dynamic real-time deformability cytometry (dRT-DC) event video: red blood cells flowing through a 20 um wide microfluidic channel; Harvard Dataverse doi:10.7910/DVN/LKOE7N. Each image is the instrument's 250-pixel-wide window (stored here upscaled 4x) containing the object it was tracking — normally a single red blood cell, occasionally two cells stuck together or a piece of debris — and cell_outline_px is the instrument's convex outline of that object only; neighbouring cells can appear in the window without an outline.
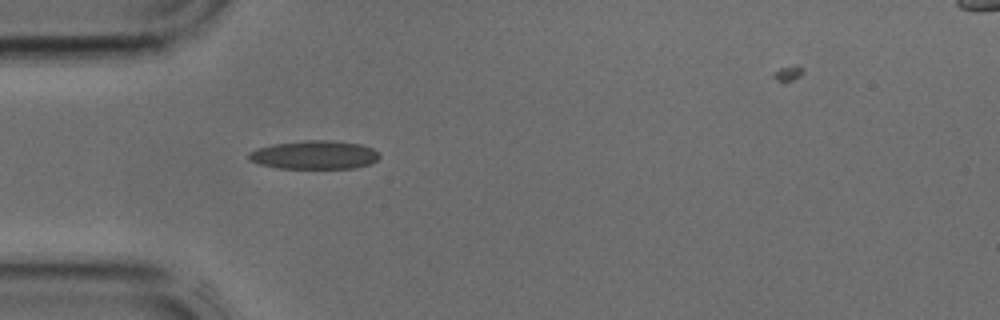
{"species": "common noctule bat (a hibernating species)", "species_latin": "Nyctalus noctula", "temperature_condition": "cold", "stored_images_in_passage": 1, "camera_frame_rate_fps": 3000, "um_per_image_px": 0.085, "animal": {"sex": "male", "body_mass_g": 17.9, "forearm_length_mm": 54.2}, "frame": {"image": 1, "passage_image": 1, "time_ms": 0.0, "image_size_px": [1000, 320], "cell_outline_px": [[380, 156], [376, 160], [368, 164], [356, 168], [280, 168], [260, 164], [248, 160], [248, 152], [256, 148], [272, 144], [304, 140], [328, 140], [360, 144], [372, 148], [380, 152]], "centroid_in_image_um": [26.7, 13.16], "position_along_channel_um": 58.3, "area_um2": 21.79}}